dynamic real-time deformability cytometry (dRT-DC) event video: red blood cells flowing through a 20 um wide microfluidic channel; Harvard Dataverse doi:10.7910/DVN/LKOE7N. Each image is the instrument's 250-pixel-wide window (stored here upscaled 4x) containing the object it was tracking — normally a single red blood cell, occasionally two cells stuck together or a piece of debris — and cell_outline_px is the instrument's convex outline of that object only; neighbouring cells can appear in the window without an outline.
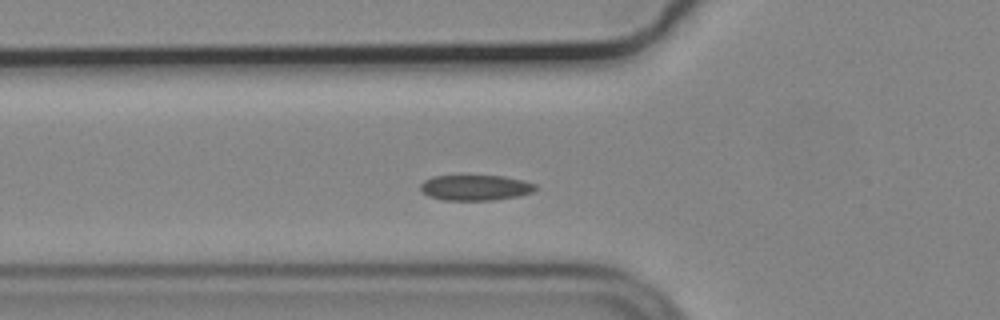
{"species": "common noctule bat (a hibernating species)", "species_latin": "Nyctalus noctula", "temperature_condition": "cold", "stored_images_in_passage": 38, "camera_frame_rate_fps": 3000, "um_per_image_px": 0.085, "animal": {"sex": "male", "body_mass_g": 19.2, "forearm_length_mm": 51.8}, "frame": {"image": 1, "passage_image": 2, "time_ms": 0.333, "image_size_px": [1000, 320], "cell_outline_px": [[536, 188], [532, 192], [516, 196], [492, 200], [444, 200], [428, 196], [420, 188], [420, 184], [424, 180], [432, 176], [460, 172], [504, 176], [524, 180], [536, 184]], "centroid_in_image_um": [40.35, 15.88], "position_along_channel_um": 85.5, "area_um2": 18.03}}
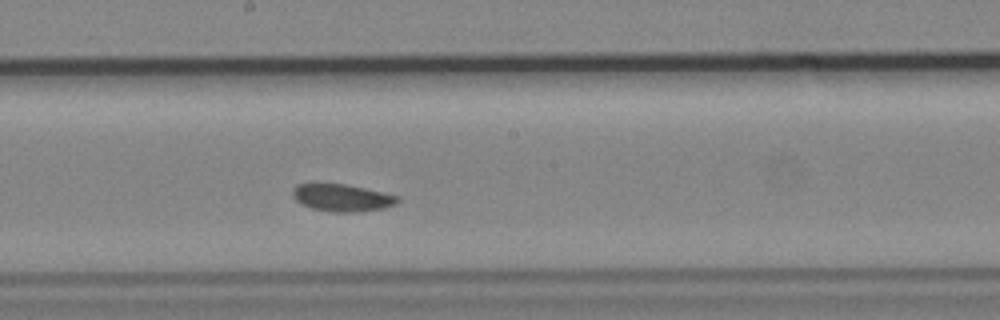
{"frame": {"image": 2, "passage_image": 13, "time_ms": 4.0, "image_size_px": [1000, 320], "cell_outline_px": [[400, 200], [396, 204], [384, 208], [360, 212], [332, 212], [312, 208], [300, 204], [292, 196], [292, 188], [296, 184], [312, 180], [316, 180], [344, 184], [364, 188], [400, 196]], "centroid_in_image_um": [28.99, 16.76], "position_along_channel_um": 219.2, "area_um2": 17.51}}
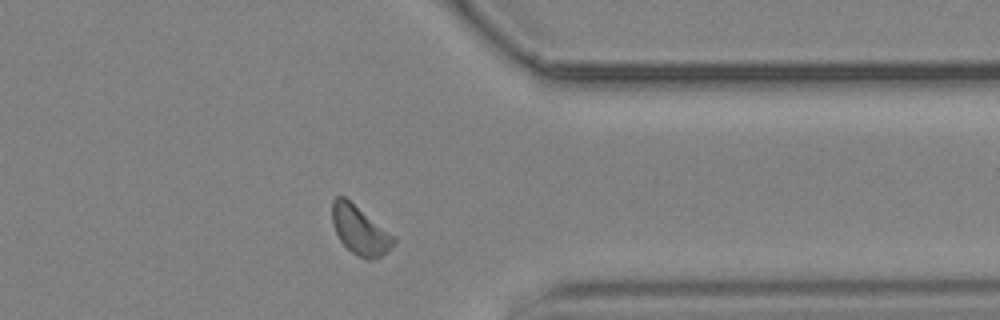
{"frame": {"image": 3, "passage_image": 27, "time_ms": 8.667, "image_size_px": [1000, 320], "cell_outline_px": [[396, 240], [388, 252], [372, 260], [368, 260], [352, 252], [340, 240], [336, 232], [332, 220], [332, 200], [336, 196], [344, 196], [396, 236]], "centroid_in_image_um": [30.62, 19.56], "position_along_channel_um": 380.8, "area_um2": 17.4}}